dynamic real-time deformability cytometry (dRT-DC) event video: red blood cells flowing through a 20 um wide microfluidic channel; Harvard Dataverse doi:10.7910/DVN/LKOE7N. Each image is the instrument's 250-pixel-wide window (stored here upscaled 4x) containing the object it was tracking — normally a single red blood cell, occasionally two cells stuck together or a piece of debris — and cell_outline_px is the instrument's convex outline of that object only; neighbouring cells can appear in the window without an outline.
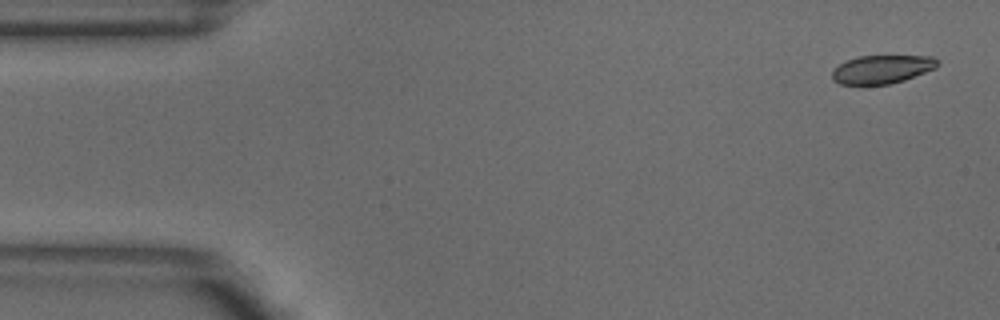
{"species": "common noctule bat (a hibernating species)", "species_latin": "Nyctalus noctula", "temperature_condition": "warm", "stored_images_in_passage": 4, "camera_frame_rate_fps": 3000, "um_per_image_px": 0.085, "animal": {"sex": "male", "body_mass_g": 18.8}, "frame": {"image": 1, "passage_image": 1, "time_ms": 0.0, "image_size_px": [1000, 320], "cell_outline_px": [[940, 64], [936, 68], [904, 80], [892, 84], [840, 84], [832, 80], [832, 72], [840, 64], [856, 56], [932, 56]], "centroid_in_image_um": [74.98, 5.89], "position_along_channel_um": 10.0, "area_um2": 17.34}}
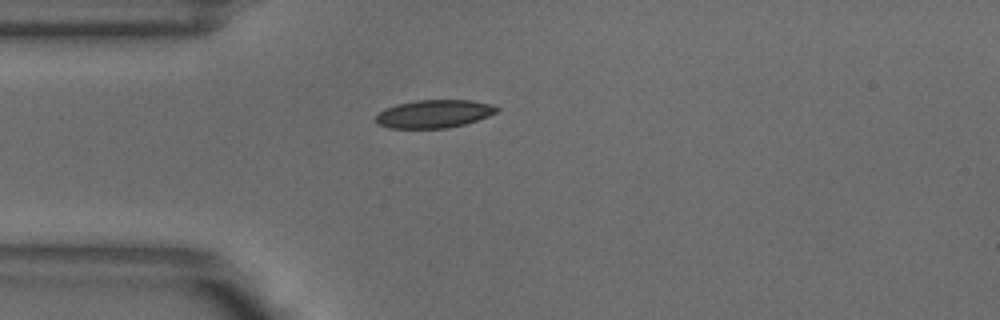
{"frame": {"image": 2, "passage_image": 4, "time_ms": 1.0, "image_size_px": [1000, 320], "cell_outline_px": [[500, 108], [496, 112], [488, 116], [464, 124], [448, 128], [388, 128], [376, 124], [376, 116], [384, 108], [396, 104], [416, 100], [472, 100], [492, 104]], "centroid_in_image_um": [36.87, 9.67], "position_along_channel_um": 48.1, "area_um2": 19.83}}